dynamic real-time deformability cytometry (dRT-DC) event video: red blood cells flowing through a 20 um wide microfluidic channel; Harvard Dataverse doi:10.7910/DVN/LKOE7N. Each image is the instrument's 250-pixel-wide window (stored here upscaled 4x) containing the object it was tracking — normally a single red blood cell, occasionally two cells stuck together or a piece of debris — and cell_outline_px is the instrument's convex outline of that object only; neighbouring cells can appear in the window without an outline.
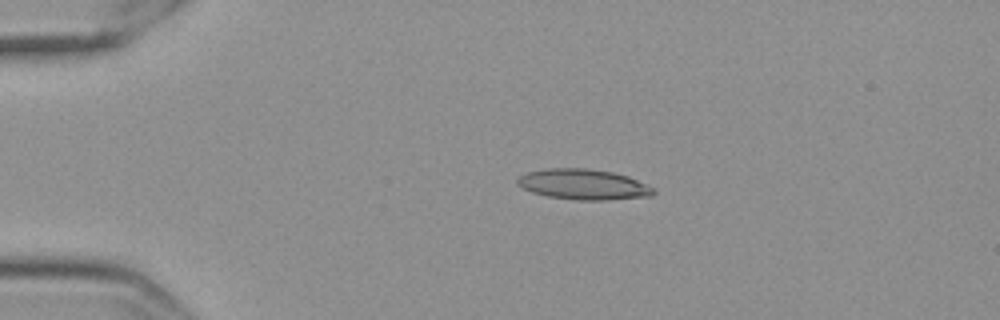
{"species": "Egyptian fruit bat (a non-hibernating species)", "species_latin": "Rousettus aegyptiacus", "temperature_condition": "cold", "stored_images_in_passage": 46, "camera_frame_rate_fps": 3000, "um_per_image_px": 0.085, "frame": {"image": 1, "passage_image": 1, "time_ms": 0.0, "image_size_px": [1000, 320], "cell_outline_px": [[656, 192], [652, 196], [608, 200], [572, 200], [548, 196], [532, 192], [516, 184], [516, 180], [520, 176], [528, 172], [548, 168], [588, 168], [612, 172], [628, 176], [656, 188]], "centroid_in_image_um": [49.63, 15.68], "position_along_channel_um": 35.4, "area_um2": 24.33}}
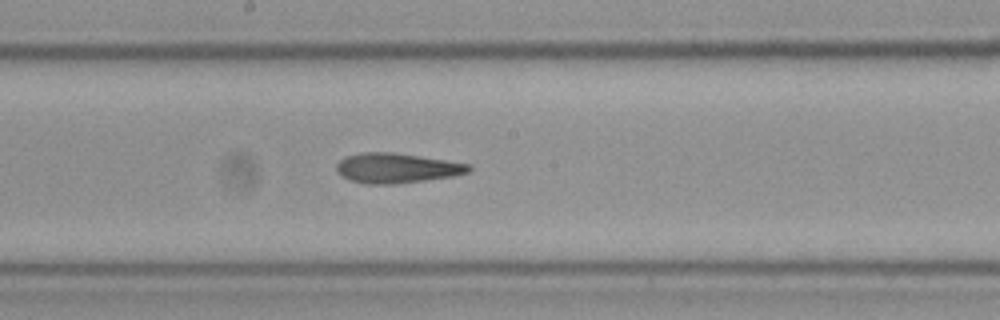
{"frame": {"image": 2, "passage_image": 20, "time_ms": 6.333, "image_size_px": [1000, 320], "cell_outline_px": [[472, 168], [468, 172], [452, 176], [424, 180], [392, 184], [368, 184], [348, 180], [336, 172], [336, 164], [344, 156], [364, 152], [392, 152], [444, 160], [468, 164]], "centroid_in_image_um": [33.64, 14.28], "position_along_channel_um": 214.6, "area_um2": 22.83}}
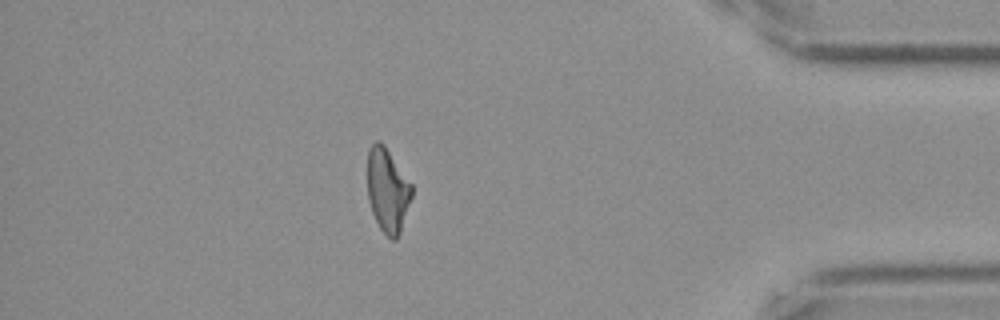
{"frame": {"image": 3, "passage_image": 39, "time_ms": 12.667, "image_size_px": [1000, 320], "cell_outline_px": [[412, 196], [400, 232], [396, 240], [392, 240], [380, 228], [372, 212], [368, 200], [368, 148], [376, 140], [380, 140], [384, 144], [412, 184]], "centroid_in_image_um": [32.94, 16.15], "position_along_channel_um": 402.3, "area_um2": 21.62}, "authors_computed_cell_mechanics": {"area_um2": 22.9466, "velocity_mm_per_s": 3.5472, "shape_relaxation_time_tau1_ms": null, "shape_relaxation_time_tau2_ms": 4.9692, "deformation_change_tau1": null, "deformation_change_tau2": 0.158}}